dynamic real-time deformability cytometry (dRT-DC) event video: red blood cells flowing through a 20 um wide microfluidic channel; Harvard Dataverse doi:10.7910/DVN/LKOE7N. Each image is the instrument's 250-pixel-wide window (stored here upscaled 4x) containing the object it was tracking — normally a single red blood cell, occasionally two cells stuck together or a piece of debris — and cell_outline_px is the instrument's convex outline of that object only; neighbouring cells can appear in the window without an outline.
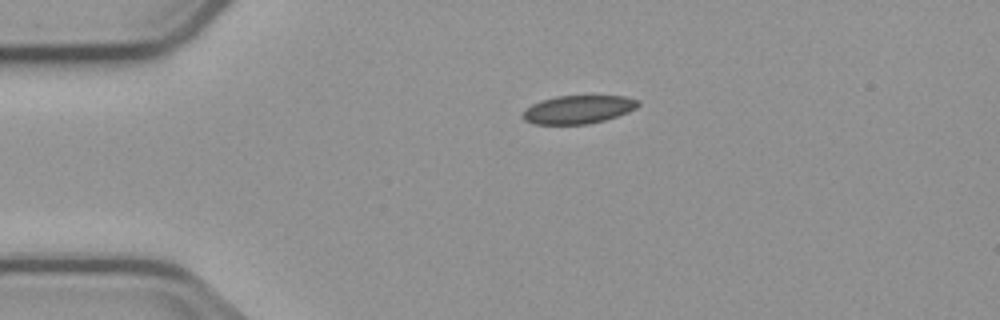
{"species": "common noctule bat (a hibernating species)", "species_latin": "Nyctalus noctula", "temperature_condition": "cold", "stored_images_in_passage": 3, "camera_frame_rate_fps": 3000, "um_per_image_px": 0.085, "animal": {"sex": "male", "body_mass_g": 23.1, "forearm_length_mm": 52.7}, "frame": {"image": 1, "passage_image": 1, "time_ms": 0.0, "image_size_px": [1000, 320], "cell_outline_px": [[640, 104], [636, 108], [628, 112], [604, 120], [588, 124], [536, 124], [524, 120], [520, 116], [532, 104], [540, 100], [556, 96], [624, 96], [640, 100]], "centroid_in_image_um": [49.15, 9.3], "position_along_channel_um": 35.8, "area_um2": 18.96}}
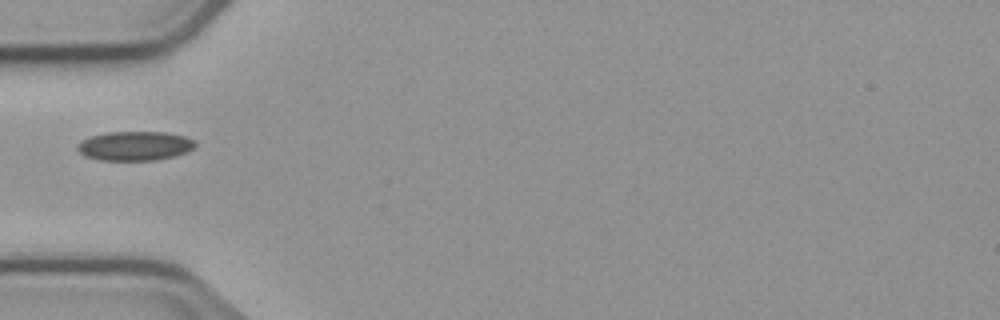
{"frame": {"image": 2, "passage_image": 3, "time_ms": 2.0, "image_size_px": [1000, 320], "cell_outline_px": [[196, 144], [188, 152], [176, 156], [156, 160], [100, 160], [84, 156], [76, 148], [84, 140], [92, 136], [108, 132], [168, 132], [184, 136], [196, 140]], "centroid_in_image_um": [11.52, 12.4], "position_along_channel_um": 73.5, "area_um2": 20.06}}